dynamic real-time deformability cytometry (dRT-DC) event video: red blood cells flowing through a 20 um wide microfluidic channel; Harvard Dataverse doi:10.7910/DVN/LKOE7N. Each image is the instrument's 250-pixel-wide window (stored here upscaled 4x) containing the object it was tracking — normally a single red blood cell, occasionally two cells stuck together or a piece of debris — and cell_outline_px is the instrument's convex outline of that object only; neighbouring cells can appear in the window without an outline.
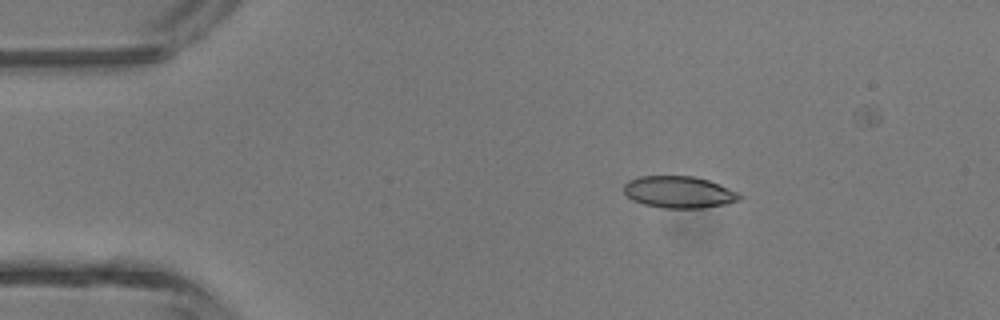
{"species": "common noctule bat (a hibernating species)", "species_latin": "Nyctalus noctula", "temperature_condition": "room temperature", "stored_images_in_passage": 3, "camera_frame_rate_fps": 3000, "um_per_image_px": 0.085, "animal": {"sex": "male", "body_mass_g": 13.3}, "frame": {"image": 1, "passage_image": 1, "time_ms": 0.0, "image_size_px": [1000, 320], "cell_outline_px": [[740, 200], [728, 204], [700, 208], [664, 208], [644, 204], [632, 200], [624, 192], [624, 184], [628, 180], [640, 176], [692, 176], [708, 180], [740, 192]], "centroid_in_image_um": [57.72, 16.33], "position_along_channel_um": 27.3, "area_um2": 21.5}}
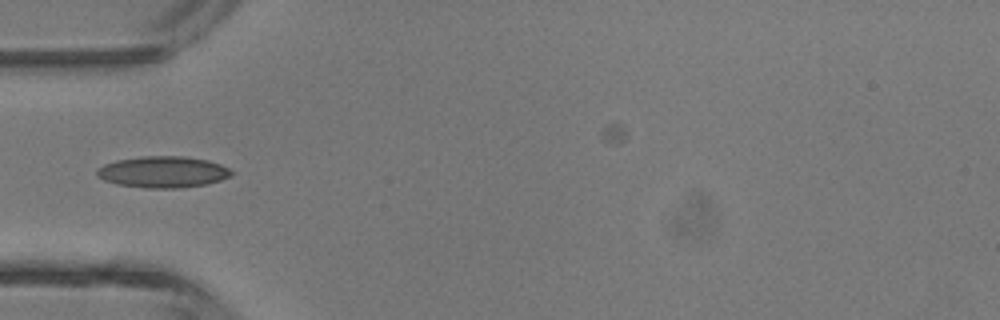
{"frame": {"image": 2, "passage_image": 3, "time_ms": 2.333, "image_size_px": [1000, 320], "cell_outline_px": [[232, 176], [220, 180], [204, 184], [180, 188], [144, 188], [116, 184], [104, 180], [96, 176], [96, 172], [104, 164], [116, 160], [140, 156], [184, 156], [208, 160], [220, 164], [228, 168], [232, 172]], "centroid_in_image_um": [13.83, 14.61], "position_along_channel_um": 71.2, "area_um2": 24.62}}